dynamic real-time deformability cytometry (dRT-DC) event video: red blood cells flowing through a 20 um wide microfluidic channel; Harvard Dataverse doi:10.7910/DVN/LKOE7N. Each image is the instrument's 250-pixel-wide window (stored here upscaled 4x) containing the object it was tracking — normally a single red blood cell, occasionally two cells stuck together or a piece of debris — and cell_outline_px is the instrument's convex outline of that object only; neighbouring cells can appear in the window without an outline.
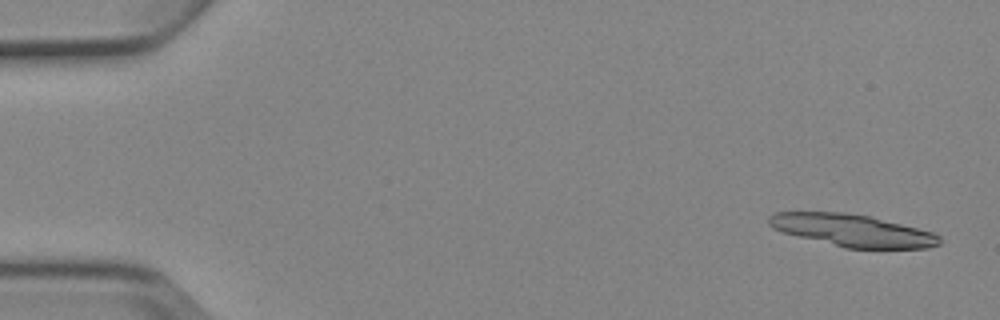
{"species": "Egyptian fruit bat (a non-hibernating species)", "species_latin": "Rousettus aegyptiacus", "temperature_condition": "cold", "stored_images_in_passage": 5, "camera_frame_rate_fps": 3000, "um_per_image_px": 0.085, "animal": {"sex": "female"}, "frame": {"image": 1, "passage_image": 1, "time_ms": 0.0, "image_size_px": [1000, 320], "cell_outline_px": [[940, 244], [928, 248], [844, 248], [784, 232], [772, 228], [768, 224], [768, 216], [776, 212], [844, 212], [868, 216], [932, 232], [940, 236]], "centroid_in_image_um": [72.43, 19.58], "position_along_channel_um": 12.6, "area_um2": 31.62}}